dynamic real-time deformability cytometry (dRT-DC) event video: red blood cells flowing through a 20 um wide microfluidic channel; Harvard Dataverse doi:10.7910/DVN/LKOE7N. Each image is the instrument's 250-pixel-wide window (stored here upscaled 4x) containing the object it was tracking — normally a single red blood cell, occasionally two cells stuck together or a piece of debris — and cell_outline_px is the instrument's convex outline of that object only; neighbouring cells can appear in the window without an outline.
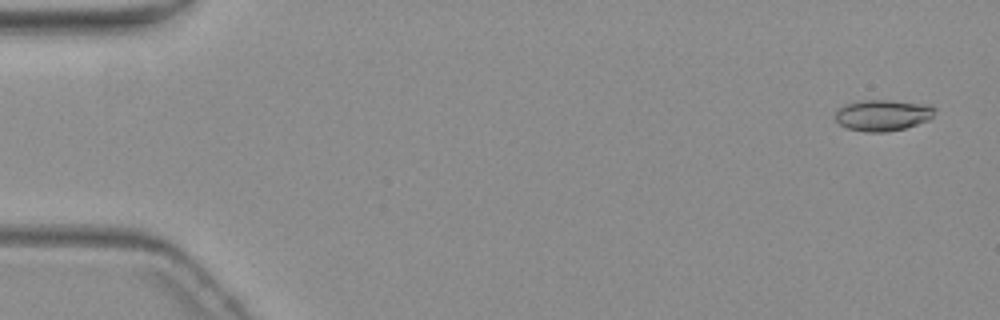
{"species": "common noctule bat (a hibernating species)", "species_latin": "Nyctalus noctula", "temperature_condition": "warm", "stored_images_in_passage": 4, "camera_frame_rate_fps": 3000, "um_per_image_px": 0.085, "animal": {"sex": "female", "body_mass_g": 19.3, "forearm_length_mm": 54.1}, "frame": {"image": 1, "passage_image": 1, "time_ms": 0.0, "image_size_px": [1000, 320], "cell_outline_px": [[936, 108], [932, 116], [928, 120], [904, 128], [888, 132], [864, 132], [848, 128], [840, 124], [832, 116], [844, 104], [864, 100], [892, 100], [928, 104]], "centroid_in_image_um": [75.02, 9.79], "position_along_channel_um": 10.0, "area_um2": 18.15}}